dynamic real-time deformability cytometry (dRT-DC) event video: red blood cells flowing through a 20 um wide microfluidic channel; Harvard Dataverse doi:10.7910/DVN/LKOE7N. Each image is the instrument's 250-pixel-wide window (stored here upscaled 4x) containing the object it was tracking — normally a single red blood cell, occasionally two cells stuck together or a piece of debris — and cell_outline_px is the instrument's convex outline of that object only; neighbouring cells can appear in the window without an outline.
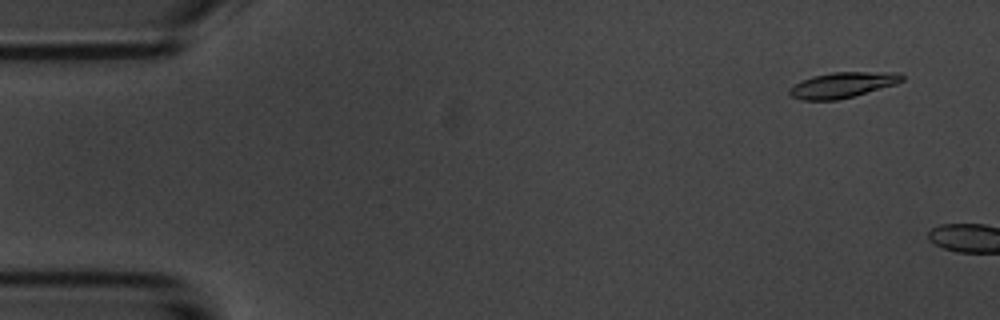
{"species": "common noctule bat (a hibernating species)", "species_latin": "Nyctalus noctula", "temperature_condition": "room temperature", "stored_images_in_passage": 7, "camera_frame_rate_fps": 3000, "um_per_image_px": 0.085, "animal": {"sex": "male", "body_mass_g": 20.1, "forearm_length_mm": 53.5}, "frame": {"image": 1, "passage_image": 4, "time_ms": 1.0, "image_size_px": [1000, 320], "cell_outline_px": [[904, 80], [896, 84], [852, 96], [836, 100], [800, 100], [792, 96], [788, 92], [788, 88], [812, 76], [832, 72], [900, 72], [904, 76]], "centroid_in_image_um": [71.63, 7.21], "position_along_channel_um": 13.4, "area_um2": 16.65}}